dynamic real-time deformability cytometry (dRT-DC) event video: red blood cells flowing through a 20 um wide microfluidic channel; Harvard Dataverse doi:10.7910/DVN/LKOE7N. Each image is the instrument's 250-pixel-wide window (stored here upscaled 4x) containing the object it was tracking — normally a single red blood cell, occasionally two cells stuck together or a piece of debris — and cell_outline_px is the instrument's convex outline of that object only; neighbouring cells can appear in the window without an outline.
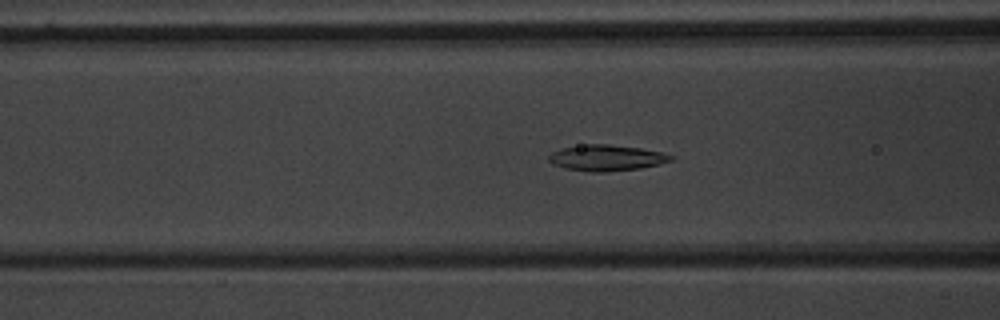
{"species": "common noctule bat (a hibernating species)", "species_latin": "Nyctalus noctula", "temperature_condition": "warm", "stored_images_in_passage": 41, "camera_frame_rate_fps": 3000, "um_per_image_px": 0.085, "animal": {"sex": "male", "body_mass_g": 20.1, "forearm_length_mm": 53.5}, "frame": {"image": 1, "passage_image": 8, "time_ms": 2.333, "image_size_px": [1000, 320], "cell_outline_px": [[676, 156], [672, 160], [660, 164], [640, 168], [608, 172], [592, 172], [564, 168], [552, 164], [548, 160], [548, 156], [552, 152], [560, 148], [588, 144], [608, 144], [640, 148], [660, 152]], "centroid_in_image_um": [51.54, 13.42], "position_along_channel_um": 115.1, "area_um2": 18.55}}
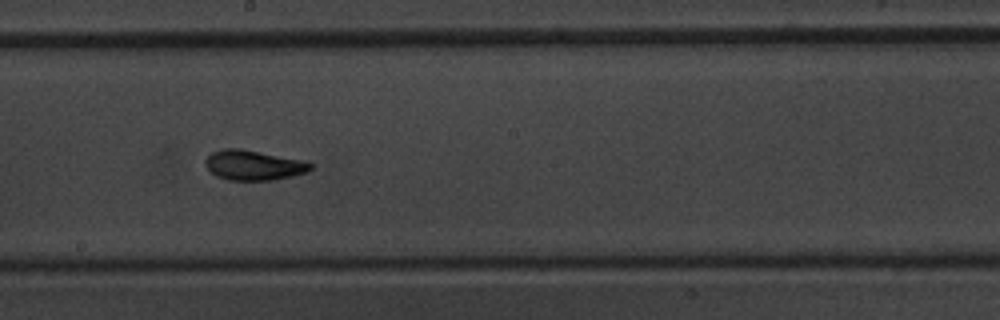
{"frame": {"image": 2, "passage_image": 17, "time_ms": 5.333, "image_size_px": [1000, 320], "cell_outline_px": [[316, 164], [308, 172], [292, 176], [272, 180], [228, 180], [216, 176], [204, 164], [204, 160], [212, 152], [224, 148], [240, 148], [300, 160]], "centroid_in_image_um": [21.55, 14.04], "position_along_channel_um": 226.7, "area_um2": 18.32}}
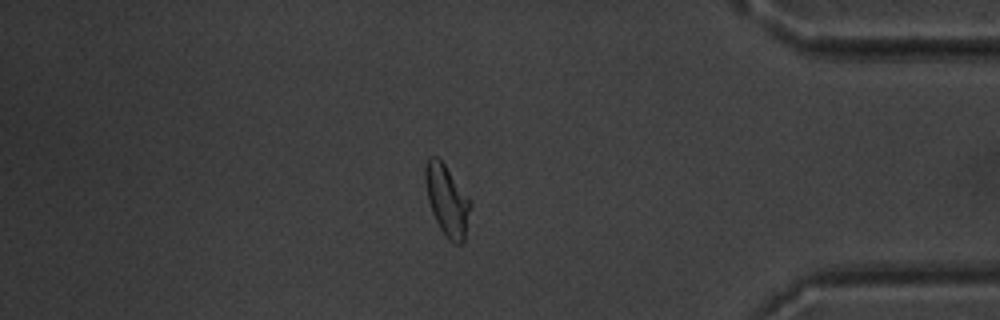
{"frame": {"image": 3, "passage_image": 33, "time_ms": 10.667, "image_size_px": [1000, 320], "cell_outline_px": [[472, 204], [464, 240], [460, 244], [456, 244], [448, 240], [440, 228], [432, 212], [428, 200], [424, 180], [424, 168], [428, 156], [436, 156], [444, 164], [472, 200]], "centroid_in_image_um": [38.0, 17.01], "position_along_channel_um": 397.2, "area_um2": 18.79}, "authors_computed_cell_mechanics": {"area_um2": 18.207, "velocity_mm_per_s": 3.7197, "shape_relaxation_time_tau1_ms": 4.5775, "shape_relaxation_time_tau2_ms": 0.8883, "deformation_change_tau1": 0.1591, "deformation_change_tau2": 0.0659}}